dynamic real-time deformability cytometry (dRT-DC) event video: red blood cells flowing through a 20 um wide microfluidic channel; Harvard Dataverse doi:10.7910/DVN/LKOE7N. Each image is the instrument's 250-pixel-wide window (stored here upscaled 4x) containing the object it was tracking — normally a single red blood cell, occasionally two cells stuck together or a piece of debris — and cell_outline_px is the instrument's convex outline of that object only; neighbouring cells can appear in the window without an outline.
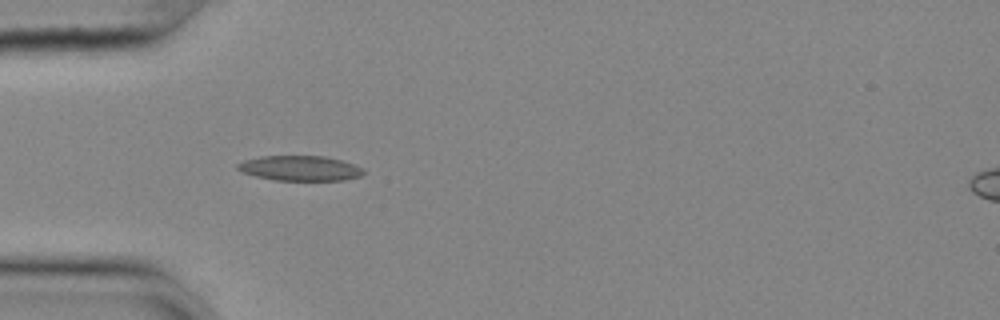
{"species": "common noctule bat (a hibernating species)", "species_latin": "Nyctalus noctula", "temperature_condition": "cold", "stored_images_in_passage": 40, "camera_frame_rate_fps": 3000, "um_per_image_px": 0.085, "animal": {"sex": "female", "body_mass_g": 25.1}, "frame": {"image": 1, "passage_image": 1, "time_ms": 0.0, "image_size_px": [1000, 320], "cell_outline_px": [[364, 172], [360, 176], [344, 180], [272, 180], [256, 176], [244, 172], [236, 168], [236, 164], [244, 160], [260, 156], [324, 156], [340, 160], [364, 168]], "centroid_in_image_um": [25.48, 14.3], "position_along_channel_um": 59.5, "area_um2": 18.26}}
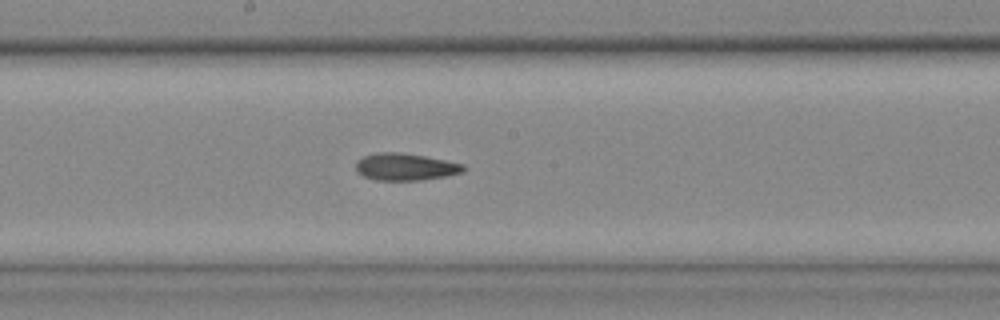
{"frame": {"image": 2, "passage_image": 14, "time_ms": 4.333, "image_size_px": [1000, 320], "cell_outline_px": [[468, 168], [464, 172], [448, 176], [420, 180], [376, 180], [364, 176], [356, 172], [356, 160], [364, 156], [376, 152], [400, 152], [424, 156], [464, 164]], "centroid_in_image_um": [34.47, 14.18], "position_along_channel_um": 213.7, "area_um2": 17.17}}
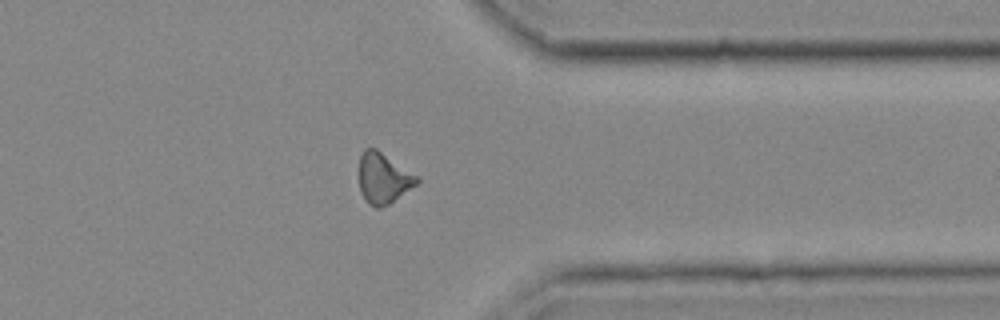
{"frame": {"image": 3, "passage_image": 28, "time_ms": 9.0, "image_size_px": [1000, 320], "cell_outline_px": [[420, 180], [416, 184], [388, 204], [380, 208], [376, 208], [368, 204], [360, 188], [360, 156], [364, 148], [376, 148], [420, 176]], "centroid_in_image_um": [32.61, 15.12], "position_along_channel_um": 378.8, "area_um2": 16.94}, "authors_computed_cell_mechanics": {"area_um2": 17.1088, "velocity_mm_per_s": 3.6544, "shape_relaxation_time_tau1_ms": 8.8137, "shape_relaxation_time_tau2_ms": 4.3537, "deformation_change_tau1": 0.1773, "deformation_change_tau2": 0.1216}}